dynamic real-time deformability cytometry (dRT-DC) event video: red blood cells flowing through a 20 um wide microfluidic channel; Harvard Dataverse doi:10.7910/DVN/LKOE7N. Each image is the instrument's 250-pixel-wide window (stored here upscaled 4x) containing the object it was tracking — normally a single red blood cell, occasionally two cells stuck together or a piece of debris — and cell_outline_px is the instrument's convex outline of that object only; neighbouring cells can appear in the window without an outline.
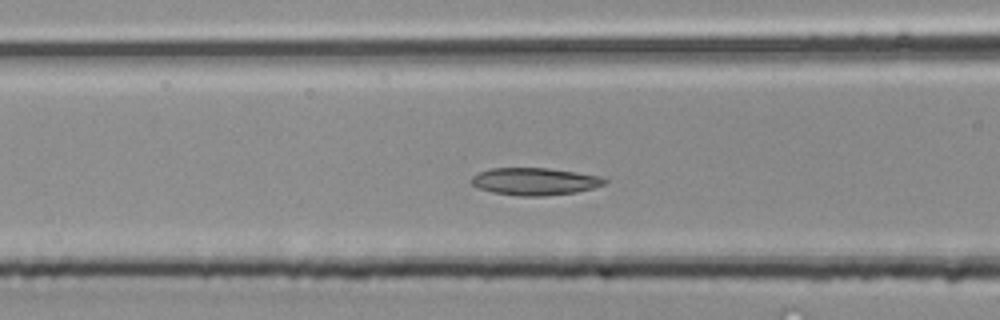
{"species": "common noctule bat (a hibernating species)", "species_latin": "Nyctalus noctula", "temperature_condition": "room temperature", "stored_images_in_passage": 40, "camera_frame_rate_fps": 3000, "um_per_image_px": 0.085, "animal": {"sex": "male", "body_mass_g": 20.4}, "frame": {"image": 1, "passage_image": 14, "time_ms": 4.333, "image_size_px": [1000, 320], "cell_outline_px": [[608, 180], [604, 184], [592, 188], [576, 192], [544, 196], [520, 196], [492, 192], [480, 188], [472, 184], [472, 176], [488, 168], [548, 168], [576, 172], [600, 176]], "centroid_in_image_um": [45.46, 15.42], "position_along_channel_um": 121.1, "area_um2": 21.1}}
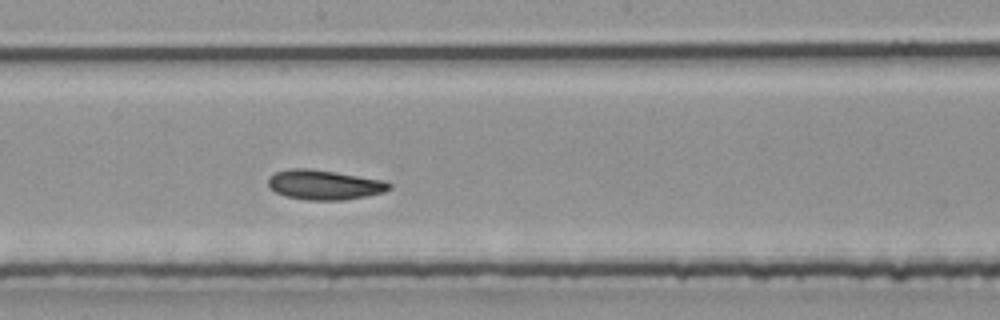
{"frame": {"image": 2, "passage_image": 20, "time_ms": 6.333, "image_size_px": [1000, 320], "cell_outline_px": [[392, 188], [384, 192], [368, 196], [344, 200], [308, 200], [284, 196], [276, 192], [268, 184], [268, 176], [276, 172], [288, 168], [308, 168], [336, 172], [380, 180], [392, 184]], "centroid_in_image_um": [27.55, 15.71], "position_along_channel_um": 220.7, "area_um2": 20.98}}
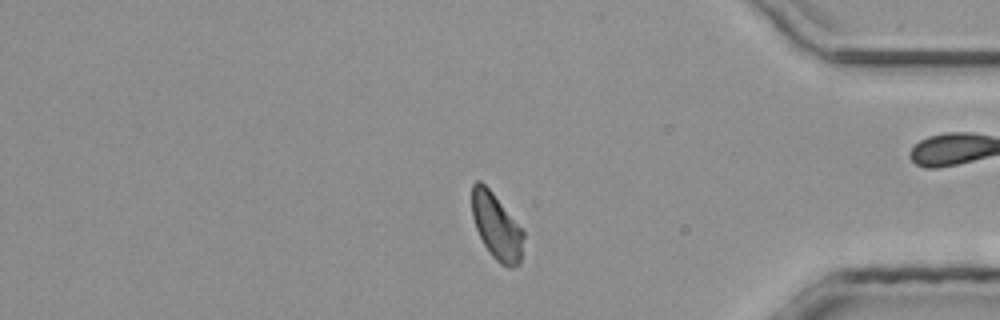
{"frame": {"image": 3, "passage_image": 32, "time_ms": 10.333, "image_size_px": [1000, 320], "cell_outline_px": [[524, 236], [520, 264], [512, 268], [508, 268], [500, 264], [492, 256], [484, 244], [476, 228], [472, 216], [472, 184], [476, 180], [480, 180], [492, 192], [524, 232]], "centroid_in_image_um": [42.2, 19.28], "position_along_channel_um": 393.0, "area_um2": 19.65}}